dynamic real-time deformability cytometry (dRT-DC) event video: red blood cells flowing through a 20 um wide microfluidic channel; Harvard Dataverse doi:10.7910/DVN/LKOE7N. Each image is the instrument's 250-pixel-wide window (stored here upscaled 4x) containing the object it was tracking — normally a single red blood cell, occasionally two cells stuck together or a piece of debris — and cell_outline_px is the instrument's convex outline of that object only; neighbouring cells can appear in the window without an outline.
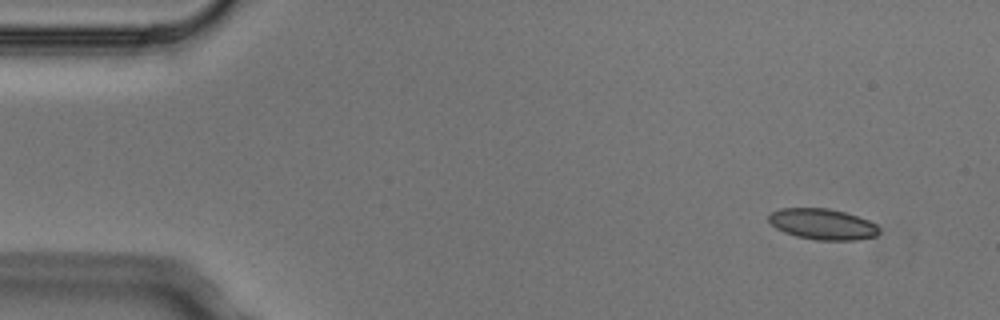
{"species": "Egyptian fruit bat (a non-hibernating species)", "species_latin": "Rousettus aegyptiacus", "temperature_condition": "cold", "stored_images_in_passage": 4, "camera_frame_rate_fps": 3000, "um_per_image_px": 0.085, "animal": {"sex": "male"}, "frame": {"image": 1, "passage_image": 1, "time_ms": 0.0, "image_size_px": [1000, 320], "cell_outline_px": [[880, 232], [876, 236], [856, 240], [816, 240], [796, 236], [784, 232], [776, 228], [768, 220], [768, 216], [772, 212], [780, 208], [828, 208], [844, 212], [868, 220], [876, 224], [880, 228]], "centroid_in_image_um": [69.93, 19.05], "position_along_channel_um": 15.1, "area_um2": 19.88}}
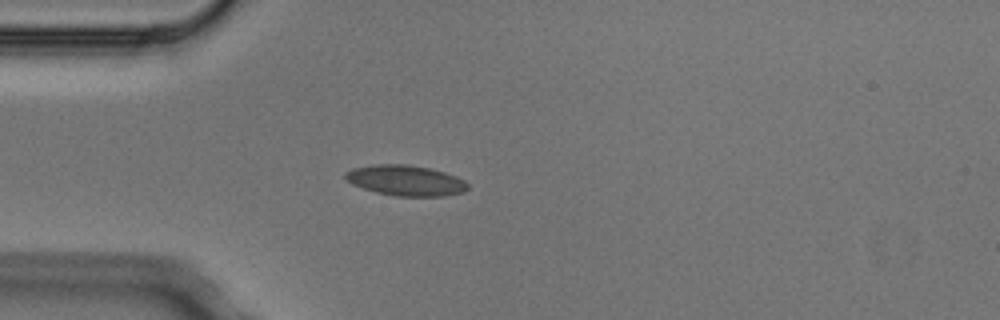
{"frame": {"image": 2, "passage_image": 3, "time_ms": 0.667, "image_size_px": [1000, 320], "cell_outline_px": [[468, 188], [464, 192], [444, 196], [396, 196], [376, 192], [352, 184], [344, 176], [344, 172], [352, 168], [372, 164], [404, 164], [428, 168], [444, 172], [456, 176], [464, 180], [468, 184]], "centroid_in_image_um": [34.47, 15.33], "position_along_channel_um": 50.5, "area_um2": 21.73}}